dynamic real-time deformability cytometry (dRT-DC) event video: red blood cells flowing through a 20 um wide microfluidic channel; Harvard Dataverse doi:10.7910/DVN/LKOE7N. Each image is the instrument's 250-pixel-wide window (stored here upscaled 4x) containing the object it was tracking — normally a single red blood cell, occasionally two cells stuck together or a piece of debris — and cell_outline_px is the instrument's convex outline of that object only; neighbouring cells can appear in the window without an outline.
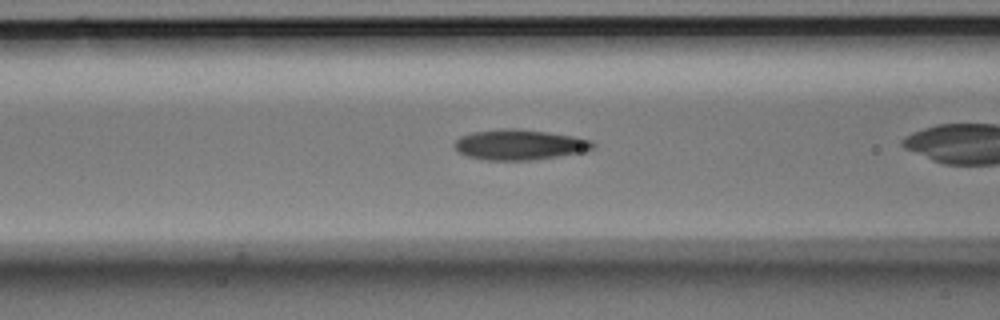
{"species": "Egyptian fruit bat (a non-hibernating species)", "species_latin": "Rousettus aegyptiacus", "temperature_condition": "room temperature", "stored_images_in_passage": 25, "camera_frame_rate_fps": 3000, "um_per_image_px": 0.085, "animal": {"sex": "male"}, "frame": {"image": 1, "passage_image": 5, "time_ms": 1.333, "image_size_px": [1000, 320], "cell_outline_px": [[596, 144], [592, 148], [584, 152], [532, 160], [484, 160], [468, 156], [460, 152], [452, 144], [460, 136], [472, 132], [504, 128], [516, 128], [548, 132], [572, 136], [592, 140]], "centroid_in_image_um": [44.16, 12.29], "position_along_channel_um": 122.4, "area_um2": 24.51}}
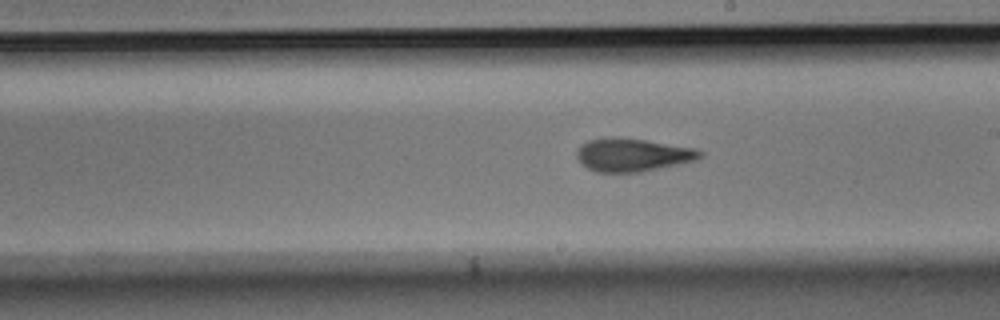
{"frame": {"image": 2, "passage_image": 14, "time_ms": 4.333, "image_size_px": [1000, 320], "cell_outline_px": [[704, 156], [696, 160], [640, 172], [596, 172], [588, 168], [576, 156], [576, 152], [580, 144], [588, 140], [616, 136], [644, 140], [696, 148], [704, 152]], "centroid_in_image_um": [53.78, 13.15], "position_along_channel_um": 235.2, "area_um2": 23.76}}
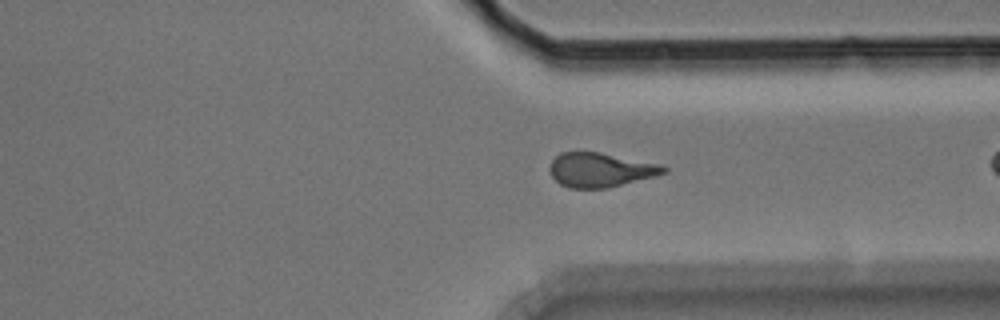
{"frame": {"image": 3, "passage_image": 24, "time_ms": 7.667, "image_size_px": [1000, 320], "cell_outline_px": [[668, 172], [656, 176], [608, 188], [568, 188], [560, 184], [552, 176], [548, 168], [552, 160], [560, 152], [600, 152], [660, 164], [668, 168]], "centroid_in_image_um": [51.04, 14.44], "position_along_channel_um": 360.4, "area_um2": 22.89}}